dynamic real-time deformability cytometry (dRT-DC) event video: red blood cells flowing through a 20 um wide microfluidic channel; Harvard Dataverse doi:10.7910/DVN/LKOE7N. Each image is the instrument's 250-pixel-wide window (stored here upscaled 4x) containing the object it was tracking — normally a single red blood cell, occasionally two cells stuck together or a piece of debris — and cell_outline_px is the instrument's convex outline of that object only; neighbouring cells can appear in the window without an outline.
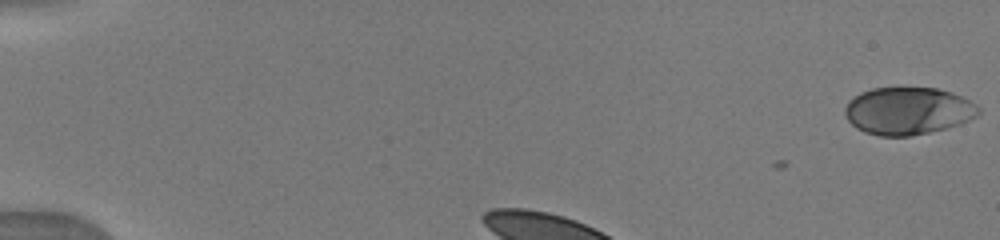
{"species": "human", "species_latin": "Homo sapiens", "temperature_condition": "warm", "stored_images_in_passage": 43, "camera_frame_rate_fps": 3000, "um_per_image_px": 0.085, "donor": {"sex": "male"}, "frame": {"image": 1, "passage_image": 1, "time_ms": 0.0, "image_size_px": [1000, 240], "cell_outline_px": [[980, 112], [976, 116], [960, 124], [948, 128], [912, 136], [880, 136], [864, 132], [856, 128], [848, 120], [844, 112], [844, 108], [848, 100], [860, 92], [872, 88], [936, 88], [952, 92], [976, 104], [980, 108]], "centroid_in_image_um": [77.16, 9.43], "position_along_channel_um": 7.8, "area_um2": 37.11}}
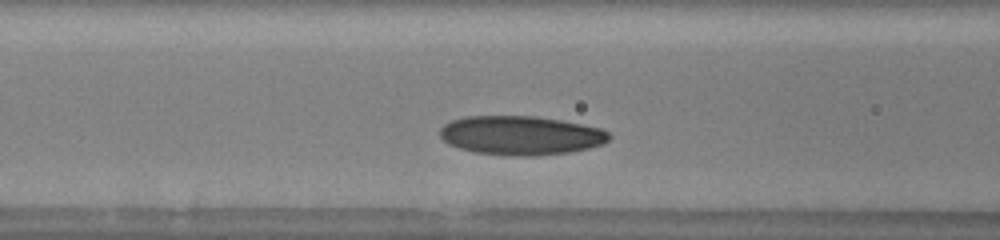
{"frame": {"image": 2, "passage_image": 14, "time_ms": 3.667, "image_size_px": [1000, 240], "cell_outline_px": [[612, 136], [604, 144], [588, 148], [568, 152], [532, 156], [516, 156], [472, 152], [448, 144], [440, 136], [440, 128], [444, 124], [452, 120], [464, 116], [536, 116], [560, 120], [600, 128], [608, 132]], "centroid_in_image_um": [44.25, 11.51], "position_along_channel_um": 122.4, "area_um2": 38.49}}
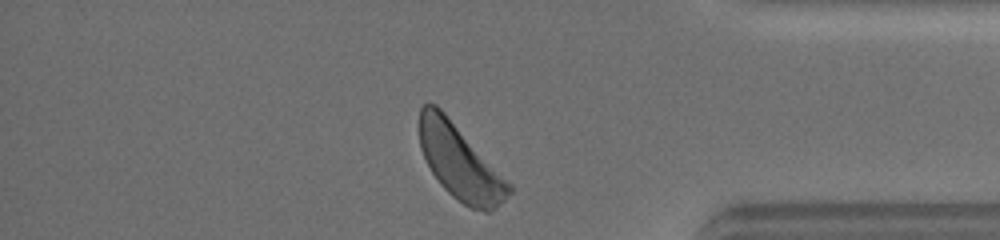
{"frame": {"image": 3, "passage_image": 42, "time_ms": 11.0, "image_size_px": [1000, 240], "cell_outline_px": [[512, 192], [496, 208], [488, 212], [484, 212], [472, 208], [464, 204], [452, 196], [440, 184], [432, 172], [420, 148], [420, 108], [424, 104], [436, 104], [444, 112], [512, 184]], "centroid_in_image_um": [39.12, 13.82], "position_along_channel_um": 396.1, "area_um2": 38.44}}